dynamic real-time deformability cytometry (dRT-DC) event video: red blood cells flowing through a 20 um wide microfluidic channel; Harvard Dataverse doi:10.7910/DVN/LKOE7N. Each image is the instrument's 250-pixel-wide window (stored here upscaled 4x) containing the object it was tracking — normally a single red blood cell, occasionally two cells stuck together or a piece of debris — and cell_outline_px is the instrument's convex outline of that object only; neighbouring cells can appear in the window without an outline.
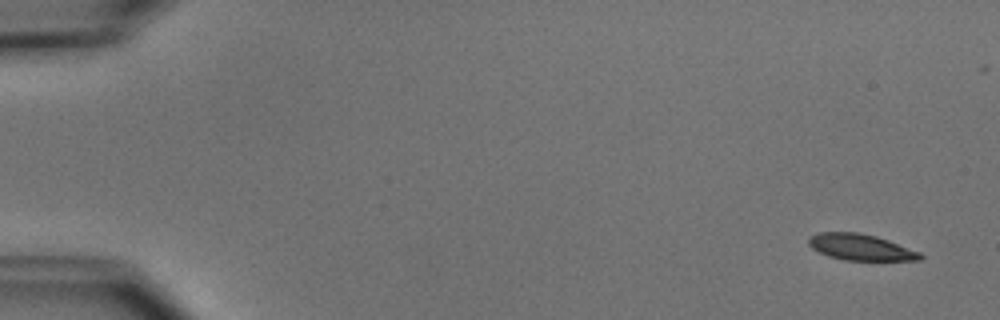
{"species": "common noctule bat (a hibernating species)", "species_latin": "Nyctalus noctula", "temperature_condition": "cold", "stored_images_in_passage": 7, "camera_frame_rate_fps": 3000, "um_per_image_px": 0.085, "animal": {"sex": "male", "body_mass_g": 15.6}, "frame": {"image": 1, "passage_image": 1, "time_ms": 0.0, "image_size_px": [1000, 320], "cell_outline_px": [[924, 256], [920, 260], [844, 260], [828, 256], [812, 248], [808, 244], [808, 236], [816, 232], [860, 232], [876, 236], [888, 240], [920, 252]], "centroid_in_image_um": [73.12, 21.0], "position_along_channel_um": 11.9, "area_um2": 17.11}}
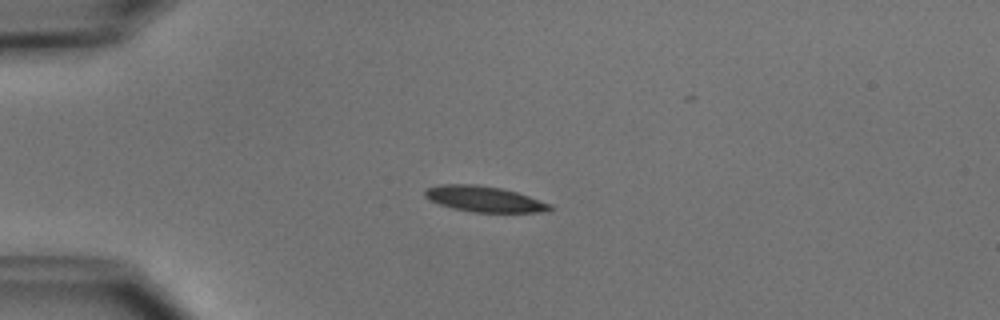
{"frame": {"image": 2, "passage_image": 4, "time_ms": 3.667, "image_size_px": [1000, 320], "cell_outline_px": [[552, 208], [548, 212], [472, 212], [452, 208], [428, 200], [424, 196], [424, 192], [428, 188], [440, 184], [476, 184], [500, 188], [516, 192], [552, 204]], "centroid_in_image_um": [41.15, 16.92], "position_along_channel_um": 43.9, "area_um2": 18.73}}
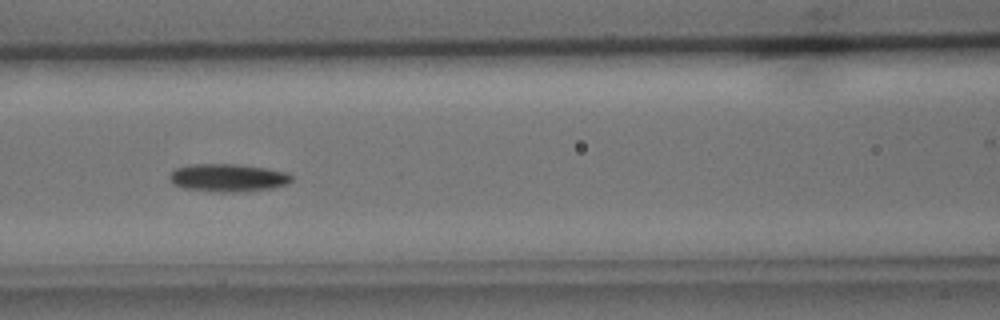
{"frame": {"image": 3, "passage_image": 7, "time_ms": 7.0, "image_size_px": [1000, 320], "cell_outline_px": [[292, 180], [288, 184], [272, 188], [236, 192], [220, 192], [184, 188], [172, 184], [168, 180], [168, 176], [176, 168], [192, 164], [236, 164], [268, 168], [288, 172], [292, 176]], "centroid_in_image_um": [19.38, 15.1], "position_along_channel_um": 147.2, "area_um2": 19.94}}